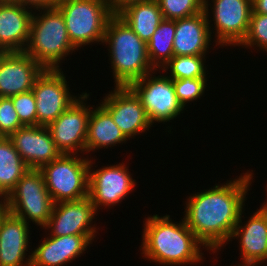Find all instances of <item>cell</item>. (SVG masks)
Returning <instances> with one entry per match:
<instances>
[{
    "instance_id": "cell-16",
    "label": "cell",
    "mask_w": 267,
    "mask_h": 266,
    "mask_svg": "<svg viewBox=\"0 0 267 266\" xmlns=\"http://www.w3.org/2000/svg\"><path fill=\"white\" fill-rule=\"evenodd\" d=\"M8 138L29 169L40 170L61 155L46 126H23Z\"/></svg>"
},
{
    "instance_id": "cell-32",
    "label": "cell",
    "mask_w": 267,
    "mask_h": 266,
    "mask_svg": "<svg viewBox=\"0 0 267 266\" xmlns=\"http://www.w3.org/2000/svg\"><path fill=\"white\" fill-rule=\"evenodd\" d=\"M12 1L22 6L38 10L43 8L56 7V5L61 0H12Z\"/></svg>"
},
{
    "instance_id": "cell-11",
    "label": "cell",
    "mask_w": 267,
    "mask_h": 266,
    "mask_svg": "<svg viewBox=\"0 0 267 266\" xmlns=\"http://www.w3.org/2000/svg\"><path fill=\"white\" fill-rule=\"evenodd\" d=\"M89 163L88 197L96 211L100 207H111L122 200L135 188V179L124 162L92 170ZM100 206V207H99Z\"/></svg>"
},
{
    "instance_id": "cell-15",
    "label": "cell",
    "mask_w": 267,
    "mask_h": 266,
    "mask_svg": "<svg viewBox=\"0 0 267 266\" xmlns=\"http://www.w3.org/2000/svg\"><path fill=\"white\" fill-rule=\"evenodd\" d=\"M44 70L25 52H0V97L32 90Z\"/></svg>"
},
{
    "instance_id": "cell-26",
    "label": "cell",
    "mask_w": 267,
    "mask_h": 266,
    "mask_svg": "<svg viewBox=\"0 0 267 266\" xmlns=\"http://www.w3.org/2000/svg\"><path fill=\"white\" fill-rule=\"evenodd\" d=\"M205 56L182 55L173 56L164 66L162 71L168 69L171 79L206 78Z\"/></svg>"
},
{
    "instance_id": "cell-4",
    "label": "cell",
    "mask_w": 267,
    "mask_h": 266,
    "mask_svg": "<svg viewBox=\"0 0 267 266\" xmlns=\"http://www.w3.org/2000/svg\"><path fill=\"white\" fill-rule=\"evenodd\" d=\"M41 10V11H40ZM43 10V14H42ZM33 13L28 44L24 52L45 69H60L62 60L77 50L70 42L65 19L57 7Z\"/></svg>"
},
{
    "instance_id": "cell-24",
    "label": "cell",
    "mask_w": 267,
    "mask_h": 266,
    "mask_svg": "<svg viewBox=\"0 0 267 266\" xmlns=\"http://www.w3.org/2000/svg\"><path fill=\"white\" fill-rule=\"evenodd\" d=\"M29 170L8 137H0V202L14 189Z\"/></svg>"
},
{
    "instance_id": "cell-28",
    "label": "cell",
    "mask_w": 267,
    "mask_h": 266,
    "mask_svg": "<svg viewBox=\"0 0 267 266\" xmlns=\"http://www.w3.org/2000/svg\"><path fill=\"white\" fill-rule=\"evenodd\" d=\"M240 45L248 49L256 45L267 52V15L252 11L248 32Z\"/></svg>"
},
{
    "instance_id": "cell-27",
    "label": "cell",
    "mask_w": 267,
    "mask_h": 266,
    "mask_svg": "<svg viewBox=\"0 0 267 266\" xmlns=\"http://www.w3.org/2000/svg\"><path fill=\"white\" fill-rule=\"evenodd\" d=\"M163 18L177 20L204 11V0H157Z\"/></svg>"
},
{
    "instance_id": "cell-29",
    "label": "cell",
    "mask_w": 267,
    "mask_h": 266,
    "mask_svg": "<svg viewBox=\"0 0 267 266\" xmlns=\"http://www.w3.org/2000/svg\"><path fill=\"white\" fill-rule=\"evenodd\" d=\"M207 78L173 79L175 93L180 104L185 107L189 102L200 99L205 93Z\"/></svg>"
},
{
    "instance_id": "cell-8",
    "label": "cell",
    "mask_w": 267,
    "mask_h": 266,
    "mask_svg": "<svg viewBox=\"0 0 267 266\" xmlns=\"http://www.w3.org/2000/svg\"><path fill=\"white\" fill-rule=\"evenodd\" d=\"M151 73L132 82L128 87L140 99L150 123L168 122L185 109L177 99L173 79Z\"/></svg>"
},
{
    "instance_id": "cell-30",
    "label": "cell",
    "mask_w": 267,
    "mask_h": 266,
    "mask_svg": "<svg viewBox=\"0 0 267 266\" xmlns=\"http://www.w3.org/2000/svg\"><path fill=\"white\" fill-rule=\"evenodd\" d=\"M20 122L24 126L37 125L36 99L32 90L10 97Z\"/></svg>"
},
{
    "instance_id": "cell-23",
    "label": "cell",
    "mask_w": 267,
    "mask_h": 266,
    "mask_svg": "<svg viewBox=\"0 0 267 266\" xmlns=\"http://www.w3.org/2000/svg\"><path fill=\"white\" fill-rule=\"evenodd\" d=\"M118 16L146 43L164 19L157 0L131 4Z\"/></svg>"
},
{
    "instance_id": "cell-3",
    "label": "cell",
    "mask_w": 267,
    "mask_h": 266,
    "mask_svg": "<svg viewBox=\"0 0 267 266\" xmlns=\"http://www.w3.org/2000/svg\"><path fill=\"white\" fill-rule=\"evenodd\" d=\"M103 44L108 45L116 87H126L157 71L150 63L147 43L118 15L106 25Z\"/></svg>"
},
{
    "instance_id": "cell-31",
    "label": "cell",
    "mask_w": 267,
    "mask_h": 266,
    "mask_svg": "<svg viewBox=\"0 0 267 266\" xmlns=\"http://www.w3.org/2000/svg\"><path fill=\"white\" fill-rule=\"evenodd\" d=\"M23 126L15 111L12 99L0 97V137H9Z\"/></svg>"
},
{
    "instance_id": "cell-18",
    "label": "cell",
    "mask_w": 267,
    "mask_h": 266,
    "mask_svg": "<svg viewBox=\"0 0 267 266\" xmlns=\"http://www.w3.org/2000/svg\"><path fill=\"white\" fill-rule=\"evenodd\" d=\"M204 0V11L187 18L175 20V36L173 42L174 56L194 55L206 56L211 45L209 9L211 5Z\"/></svg>"
},
{
    "instance_id": "cell-17",
    "label": "cell",
    "mask_w": 267,
    "mask_h": 266,
    "mask_svg": "<svg viewBox=\"0 0 267 266\" xmlns=\"http://www.w3.org/2000/svg\"><path fill=\"white\" fill-rule=\"evenodd\" d=\"M28 225L0 204V266H30L31 255L24 260L30 243Z\"/></svg>"
},
{
    "instance_id": "cell-7",
    "label": "cell",
    "mask_w": 267,
    "mask_h": 266,
    "mask_svg": "<svg viewBox=\"0 0 267 266\" xmlns=\"http://www.w3.org/2000/svg\"><path fill=\"white\" fill-rule=\"evenodd\" d=\"M79 155L61 154L40 169L54 203L88 196L90 159Z\"/></svg>"
},
{
    "instance_id": "cell-19",
    "label": "cell",
    "mask_w": 267,
    "mask_h": 266,
    "mask_svg": "<svg viewBox=\"0 0 267 266\" xmlns=\"http://www.w3.org/2000/svg\"><path fill=\"white\" fill-rule=\"evenodd\" d=\"M12 0H0V52H24L34 12Z\"/></svg>"
},
{
    "instance_id": "cell-35",
    "label": "cell",
    "mask_w": 267,
    "mask_h": 266,
    "mask_svg": "<svg viewBox=\"0 0 267 266\" xmlns=\"http://www.w3.org/2000/svg\"><path fill=\"white\" fill-rule=\"evenodd\" d=\"M243 264H239L237 266H258L257 264H261V263H257V262H242Z\"/></svg>"
},
{
    "instance_id": "cell-6",
    "label": "cell",
    "mask_w": 267,
    "mask_h": 266,
    "mask_svg": "<svg viewBox=\"0 0 267 266\" xmlns=\"http://www.w3.org/2000/svg\"><path fill=\"white\" fill-rule=\"evenodd\" d=\"M0 204L25 222L29 223L31 220L43 229L55 205L46 188L42 172L36 169H29Z\"/></svg>"
},
{
    "instance_id": "cell-9",
    "label": "cell",
    "mask_w": 267,
    "mask_h": 266,
    "mask_svg": "<svg viewBox=\"0 0 267 266\" xmlns=\"http://www.w3.org/2000/svg\"><path fill=\"white\" fill-rule=\"evenodd\" d=\"M89 93L80 94L56 120L47 126L51 137L61 154L86 152L90 106H86ZM85 101V102H84Z\"/></svg>"
},
{
    "instance_id": "cell-12",
    "label": "cell",
    "mask_w": 267,
    "mask_h": 266,
    "mask_svg": "<svg viewBox=\"0 0 267 266\" xmlns=\"http://www.w3.org/2000/svg\"><path fill=\"white\" fill-rule=\"evenodd\" d=\"M216 40L220 47L238 46L246 37L252 14V0H211ZM218 42V43H217Z\"/></svg>"
},
{
    "instance_id": "cell-1",
    "label": "cell",
    "mask_w": 267,
    "mask_h": 266,
    "mask_svg": "<svg viewBox=\"0 0 267 266\" xmlns=\"http://www.w3.org/2000/svg\"><path fill=\"white\" fill-rule=\"evenodd\" d=\"M252 177L253 173L247 171L233 181L215 185L188 198L183 219L207 250L215 253L231 241Z\"/></svg>"
},
{
    "instance_id": "cell-13",
    "label": "cell",
    "mask_w": 267,
    "mask_h": 266,
    "mask_svg": "<svg viewBox=\"0 0 267 266\" xmlns=\"http://www.w3.org/2000/svg\"><path fill=\"white\" fill-rule=\"evenodd\" d=\"M97 211L85 197L76 201H64L55 203L52 214L44 227L50 236L60 237L66 235H89L93 241L96 234V224L92 225ZM92 226H91V225Z\"/></svg>"
},
{
    "instance_id": "cell-33",
    "label": "cell",
    "mask_w": 267,
    "mask_h": 266,
    "mask_svg": "<svg viewBox=\"0 0 267 266\" xmlns=\"http://www.w3.org/2000/svg\"><path fill=\"white\" fill-rule=\"evenodd\" d=\"M147 0H106L108 7L113 15H118L121 11H123L127 6L144 2Z\"/></svg>"
},
{
    "instance_id": "cell-25",
    "label": "cell",
    "mask_w": 267,
    "mask_h": 266,
    "mask_svg": "<svg viewBox=\"0 0 267 266\" xmlns=\"http://www.w3.org/2000/svg\"><path fill=\"white\" fill-rule=\"evenodd\" d=\"M174 36L175 20L163 19L147 42L148 57L156 70L161 69L174 56Z\"/></svg>"
},
{
    "instance_id": "cell-20",
    "label": "cell",
    "mask_w": 267,
    "mask_h": 266,
    "mask_svg": "<svg viewBox=\"0 0 267 266\" xmlns=\"http://www.w3.org/2000/svg\"><path fill=\"white\" fill-rule=\"evenodd\" d=\"M242 213L230 239H239L242 262L263 263L267 261V200L245 224Z\"/></svg>"
},
{
    "instance_id": "cell-22",
    "label": "cell",
    "mask_w": 267,
    "mask_h": 266,
    "mask_svg": "<svg viewBox=\"0 0 267 266\" xmlns=\"http://www.w3.org/2000/svg\"><path fill=\"white\" fill-rule=\"evenodd\" d=\"M92 109L88 122L86 153L103 147H113L129 140L101 105Z\"/></svg>"
},
{
    "instance_id": "cell-34",
    "label": "cell",
    "mask_w": 267,
    "mask_h": 266,
    "mask_svg": "<svg viewBox=\"0 0 267 266\" xmlns=\"http://www.w3.org/2000/svg\"><path fill=\"white\" fill-rule=\"evenodd\" d=\"M254 13L267 15V0H252Z\"/></svg>"
},
{
    "instance_id": "cell-10",
    "label": "cell",
    "mask_w": 267,
    "mask_h": 266,
    "mask_svg": "<svg viewBox=\"0 0 267 266\" xmlns=\"http://www.w3.org/2000/svg\"><path fill=\"white\" fill-rule=\"evenodd\" d=\"M62 69H45L32 88L36 99L37 125L48 126L79 96L69 92Z\"/></svg>"
},
{
    "instance_id": "cell-2",
    "label": "cell",
    "mask_w": 267,
    "mask_h": 266,
    "mask_svg": "<svg viewBox=\"0 0 267 266\" xmlns=\"http://www.w3.org/2000/svg\"><path fill=\"white\" fill-rule=\"evenodd\" d=\"M173 223L170 215L148 216L142 232V255L149 261L163 265H196L203 262L204 244L186 225L184 219ZM201 251V252H200Z\"/></svg>"
},
{
    "instance_id": "cell-21",
    "label": "cell",
    "mask_w": 267,
    "mask_h": 266,
    "mask_svg": "<svg viewBox=\"0 0 267 266\" xmlns=\"http://www.w3.org/2000/svg\"><path fill=\"white\" fill-rule=\"evenodd\" d=\"M89 235L49 236L31 254L30 266H62L80 257L93 242Z\"/></svg>"
},
{
    "instance_id": "cell-14",
    "label": "cell",
    "mask_w": 267,
    "mask_h": 266,
    "mask_svg": "<svg viewBox=\"0 0 267 266\" xmlns=\"http://www.w3.org/2000/svg\"><path fill=\"white\" fill-rule=\"evenodd\" d=\"M99 103L130 140L152 127L140 99L128 87H116Z\"/></svg>"
},
{
    "instance_id": "cell-5",
    "label": "cell",
    "mask_w": 267,
    "mask_h": 266,
    "mask_svg": "<svg viewBox=\"0 0 267 266\" xmlns=\"http://www.w3.org/2000/svg\"><path fill=\"white\" fill-rule=\"evenodd\" d=\"M56 7L61 11L72 45L103 43L108 20L113 16L106 0H61Z\"/></svg>"
}]
</instances>
